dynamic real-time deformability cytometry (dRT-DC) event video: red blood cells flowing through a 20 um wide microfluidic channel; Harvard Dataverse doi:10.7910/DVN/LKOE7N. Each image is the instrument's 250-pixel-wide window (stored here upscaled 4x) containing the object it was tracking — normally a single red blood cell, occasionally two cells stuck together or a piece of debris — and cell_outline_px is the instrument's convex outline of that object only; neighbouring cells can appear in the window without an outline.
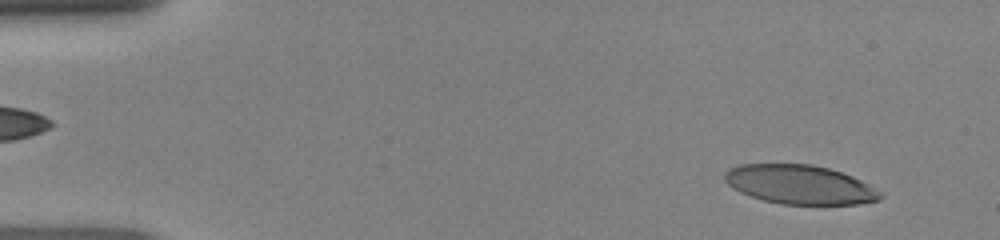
{"species": "human", "species_latin": "Homo sapiens", "temperature_condition": "room temperature", "stored_images_in_passage": 46, "camera_frame_rate_fps": 3000, "um_per_image_px": 0.085, "donor": {"sex": "female"}, "frame": {"image": 1, "passage_image": 3, "time_ms": 0.667, "image_size_px": [1000, 240], "cell_outline_px": [[884, 196], [880, 200], [856, 204], [780, 204], [764, 200], [740, 192], [732, 188], [724, 180], [724, 172], [728, 168], [740, 164], [812, 164], [828, 168], [852, 176], [884, 192]], "centroid_in_image_um": [67.99, 15.68], "position_along_channel_um": 17.0, "area_um2": 35.55}}
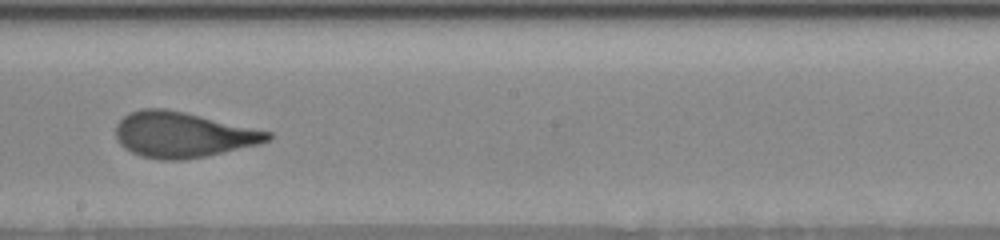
{"frame": {"image": 2, "passage_image": 26, "time_ms": 8.333, "image_size_px": [1000, 240], "cell_outline_px": [[272, 140], [260, 144], [208, 156], [184, 160], [160, 160], [140, 156], [124, 148], [120, 144], [116, 136], [116, 124], [128, 112], [140, 108], [164, 108], [184, 112], [272, 132]], "centroid_in_image_um": [15.53, 11.46], "position_along_channel_um": 232.7, "area_um2": 40.52}}
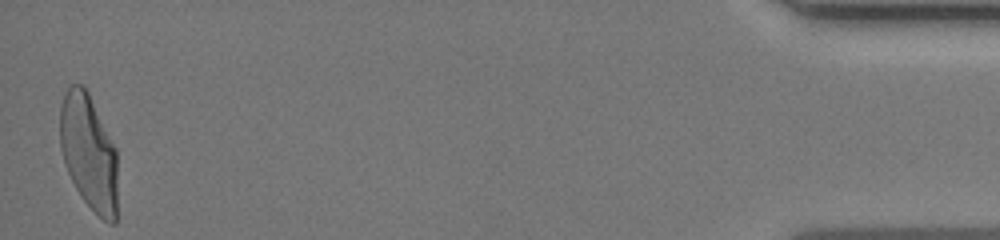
{"frame": {"image": 3, "passage_image": 46, "time_ms": 15.0, "image_size_px": [1000, 240], "cell_outline_px": [[116, 224], [108, 224], [84, 200], [76, 188], [68, 172], [60, 148], [60, 104], [68, 88], [72, 84], [84, 84], [116, 148]], "centroid_in_image_um": [7.54, 12.92], "position_along_channel_um": 427.7, "area_um2": 38.44}}